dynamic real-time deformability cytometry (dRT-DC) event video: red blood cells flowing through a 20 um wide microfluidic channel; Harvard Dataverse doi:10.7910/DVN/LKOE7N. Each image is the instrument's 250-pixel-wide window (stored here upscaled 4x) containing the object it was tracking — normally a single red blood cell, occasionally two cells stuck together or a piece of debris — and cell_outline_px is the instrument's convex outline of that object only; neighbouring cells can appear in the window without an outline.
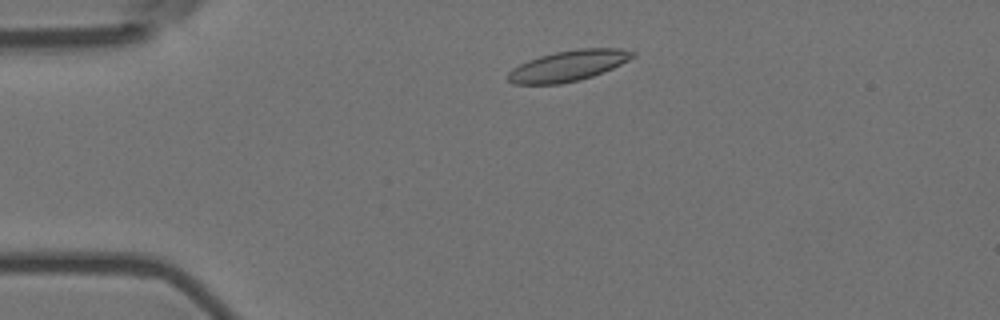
{"species": "Egyptian fruit bat (a non-hibernating species)", "species_latin": "Rousettus aegyptiacus", "temperature_condition": "room temperature", "stored_images_in_passage": 3, "camera_frame_rate_fps": 3000, "um_per_image_px": 0.085, "animal": {"sex": "female"}, "frame": {"image": 1, "passage_image": 2, "time_ms": 0.333, "image_size_px": [1000, 320], "cell_outline_px": [[636, 56], [612, 68], [592, 76], [580, 80], [560, 84], [512, 84], [508, 80], [508, 72], [512, 68], [528, 60], [540, 56], [556, 52], [580, 48], [620, 48], [636, 52]], "centroid_in_image_um": [48.3, 5.59], "position_along_channel_um": 36.7, "area_um2": 22.25}}